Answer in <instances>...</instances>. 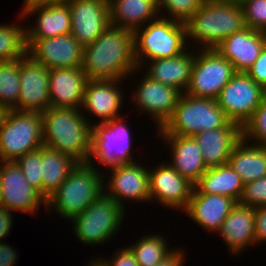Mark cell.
Instances as JSON below:
<instances>
[{
  "label": "cell",
  "mask_w": 266,
  "mask_h": 266,
  "mask_svg": "<svg viewBox=\"0 0 266 266\" xmlns=\"http://www.w3.org/2000/svg\"><path fill=\"white\" fill-rule=\"evenodd\" d=\"M19 20L38 15L35 25H26V39H46L71 34V13L67 2L30 4L22 6Z\"/></svg>",
  "instance_id": "cell-18"
},
{
  "label": "cell",
  "mask_w": 266,
  "mask_h": 266,
  "mask_svg": "<svg viewBox=\"0 0 266 266\" xmlns=\"http://www.w3.org/2000/svg\"><path fill=\"white\" fill-rule=\"evenodd\" d=\"M266 45V33L246 27L226 37L216 50L231 62L236 72H246Z\"/></svg>",
  "instance_id": "cell-22"
},
{
  "label": "cell",
  "mask_w": 266,
  "mask_h": 266,
  "mask_svg": "<svg viewBox=\"0 0 266 266\" xmlns=\"http://www.w3.org/2000/svg\"><path fill=\"white\" fill-rule=\"evenodd\" d=\"M255 241L266 242V206L255 208Z\"/></svg>",
  "instance_id": "cell-42"
},
{
  "label": "cell",
  "mask_w": 266,
  "mask_h": 266,
  "mask_svg": "<svg viewBox=\"0 0 266 266\" xmlns=\"http://www.w3.org/2000/svg\"><path fill=\"white\" fill-rule=\"evenodd\" d=\"M124 116L112 119L107 123L92 125V150L89 163L102 164L104 170L118 167L120 164L133 163L131 130L124 120ZM95 160V162H94ZM106 166V168H105Z\"/></svg>",
  "instance_id": "cell-9"
},
{
  "label": "cell",
  "mask_w": 266,
  "mask_h": 266,
  "mask_svg": "<svg viewBox=\"0 0 266 266\" xmlns=\"http://www.w3.org/2000/svg\"><path fill=\"white\" fill-rule=\"evenodd\" d=\"M43 145L76 160L88 162L92 150V125L81 109L49 107L41 113Z\"/></svg>",
  "instance_id": "cell-3"
},
{
  "label": "cell",
  "mask_w": 266,
  "mask_h": 266,
  "mask_svg": "<svg viewBox=\"0 0 266 266\" xmlns=\"http://www.w3.org/2000/svg\"><path fill=\"white\" fill-rule=\"evenodd\" d=\"M143 75L142 79L136 81L138 85H135L132 92L133 104L140 113L145 112L152 116V122L156 123L157 129H161L171 118L182 93L174 87L151 79L145 73Z\"/></svg>",
  "instance_id": "cell-13"
},
{
  "label": "cell",
  "mask_w": 266,
  "mask_h": 266,
  "mask_svg": "<svg viewBox=\"0 0 266 266\" xmlns=\"http://www.w3.org/2000/svg\"><path fill=\"white\" fill-rule=\"evenodd\" d=\"M149 233L141 236L128 248L132 251L139 266H154L162 261L173 249H169L166 236Z\"/></svg>",
  "instance_id": "cell-32"
},
{
  "label": "cell",
  "mask_w": 266,
  "mask_h": 266,
  "mask_svg": "<svg viewBox=\"0 0 266 266\" xmlns=\"http://www.w3.org/2000/svg\"><path fill=\"white\" fill-rule=\"evenodd\" d=\"M20 89V59L0 61V106L18 110Z\"/></svg>",
  "instance_id": "cell-33"
},
{
  "label": "cell",
  "mask_w": 266,
  "mask_h": 266,
  "mask_svg": "<svg viewBox=\"0 0 266 266\" xmlns=\"http://www.w3.org/2000/svg\"><path fill=\"white\" fill-rule=\"evenodd\" d=\"M184 251L181 248H174L162 261L154 266H184L186 259L184 258L186 256Z\"/></svg>",
  "instance_id": "cell-45"
},
{
  "label": "cell",
  "mask_w": 266,
  "mask_h": 266,
  "mask_svg": "<svg viewBox=\"0 0 266 266\" xmlns=\"http://www.w3.org/2000/svg\"><path fill=\"white\" fill-rule=\"evenodd\" d=\"M67 0H24L23 6L30 4H43V3H55V2H66Z\"/></svg>",
  "instance_id": "cell-46"
},
{
  "label": "cell",
  "mask_w": 266,
  "mask_h": 266,
  "mask_svg": "<svg viewBox=\"0 0 266 266\" xmlns=\"http://www.w3.org/2000/svg\"><path fill=\"white\" fill-rule=\"evenodd\" d=\"M125 211L114 199L103 193L71 220L74 235L83 245L103 246L122 228Z\"/></svg>",
  "instance_id": "cell-8"
},
{
  "label": "cell",
  "mask_w": 266,
  "mask_h": 266,
  "mask_svg": "<svg viewBox=\"0 0 266 266\" xmlns=\"http://www.w3.org/2000/svg\"><path fill=\"white\" fill-rule=\"evenodd\" d=\"M263 98L262 86L245 72H237L216 101L226 117L242 127L260 106Z\"/></svg>",
  "instance_id": "cell-11"
},
{
  "label": "cell",
  "mask_w": 266,
  "mask_h": 266,
  "mask_svg": "<svg viewBox=\"0 0 266 266\" xmlns=\"http://www.w3.org/2000/svg\"><path fill=\"white\" fill-rule=\"evenodd\" d=\"M43 146L40 112L6 110L0 124V162L16 161Z\"/></svg>",
  "instance_id": "cell-7"
},
{
  "label": "cell",
  "mask_w": 266,
  "mask_h": 266,
  "mask_svg": "<svg viewBox=\"0 0 266 266\" xmlns=\"http://www.w3.org/2000/svg\"><path fill=\"white\" fill-rule=\"evenodd\" d=\"M239 203L253 208L266 206V176L244 184Z\"/></svg>",
  "instance_id": "cell-39"
},
{
  "label": "cell",
  "mask_w": 266,
  "mask_h": 266,
  "mask_svg": "<svg viewBox=\"0 0 266 266\" xmlns=\"http://www.w3.org/2000/svg\"><path fill=\"white\" fill-rule=\"evenodd\" d=\"M190 83L185 91L189 96L217 99L222 89L237 73L225 57L215 49H196Z\"/></svg>",
  "instance_id": "cell-10"
},
{
  "label": "cell",
  "mask_w": 266,
  "mask_h": 266,
  "mask_svg": "<svg viewBox=\"0 0 266 266\" xmlns=\"http://www.w3.org/2000/svg\"><path fill=\"white\" fill-rule=\"evenodd\" d=\"M156 2L160 16L163 15V17L174 21L186 23L204 0H156Z\"/></svg>",
  "instance_id": "cell-35"
},
{
  "label": "cell",
  "mask_w": 266,
  "mask_h": 266,
  "mask_svg": "<svg viewBox=\"0 0 266 266\" xmlns=\"http://www.w3.org/2000/svg\"><path fill=\"white\" fill-rule=\"evenodd\" d=\"M1 195L4 208L10 211L37 214L46 199L26 180L15 161L0 162Z\"/></svg>",
  "instance_id": "cell-16"
},
{
  "label": "cell",
  "mask_w": 266,
  "mask_h": 266,
  "mask_svg": "<svg viewBox=\"0 0 266 266\" xmlns=\"http://www.w3.org/2000/svg\"><path fill=\"white\" fill-rule=\"evenodd\" d=\"M245 73L258 85L263 86L266 83V45L262 49L260 56Z\"/></svg>",
  "instance_id": "cell-41"
},
{
  "label": "cell",
  "mask_w": 266,
  "mask_h": 266,
  "mask_svg": "<svg viewBox=\"0 0 266 266\" xmlns=\"http://www.w3.org/2000/svg\"><path fill=\"white\" fill-rule=\"evenodd\" d=\"M3 207V204H2V195H1V174H0V208Z\"/></svg>",
  "instance_id": "cell-49"
},
{
  "label": "cell",
  "mask_w": 266,
  "mask_h": 266,
  "mask_svg": "<svg viewBox=\"0 0 266 266\" xmlns=\"http://www.w3.org/2000/svg\"><path fill=\"white\" fill-rule=\"evenodd\" d=\"M78 162L45 145L41 147V195L47 199L66 180Z\"/></svg>",
  "instance_id": "cell-31"
},
{
  "label": "cell",
  "mask_w": 266,
  "mask_h": 266,
  "mask_svg": "<svg viewBox=\"0 0 266 266\" xmlns=\"http://www.w3.org/2000/svg\"><path fill=\"white\" fill-rule=\"evenodd\" d=\"M15 162L21 168L27 182L41 194V148L27 152Z\"/></svg>",
  "instance_id": "cell-37"
},
{
  "label": "cell",
  "mask_w": 266,
  "mask_h": 266,
  "mask_svg": "<svg viewBox=\"0 0 266 266\" xmlns=\"http://www.w3.org/2000/svg\"><path fill=\"white\" fill-rule=\"evenodd\" d=\"M81 68L88 80H124L138 73L133 31L109 25L93 43L84 46Z\"/></svg>",
  "instance_id": "cell-1"
},
{
  "label": "cell",
  "mask_w": 266,
  "mask_h": 266,
  "mask_svg": "<svg viewBox=\"0 0 266 266\" xmlns=\"http://www.w3.org/2000/svg\"><path fill=\"white\" fill-rule=\"evenodd\" d=\"M111 170V171H110ZM109 176H104V193L114 199L120 206L127 209L125 204L132 201L149 202V167L140 161L120 164L110 169ZM107 181V182H106ZM125 200V201H124Z\"/></svg>",
  "instance_id": "cell-12"
},
{
  "label": "cell",
  "mask_w": 266,
  "mask_h": 266,
  "mask_svg": "<svg viewBox=\"0 0 266 266\" xmlns=\"http://www.w3.org/2000/svg\"><path fill=\"white\" fill-rule=\"evenodd\" d=\"M111 26L132 30L160 16L156 0H108Z\"/></svg>",
  "instance_id": "cell-28"
},
{
  "label": "cell",
  "mask_w": 266,
  "mask_h": 266,
  "mask_svg": "<svg viewBox=\"0 0 266 266\" xmlns=\"http://www.w3.org/2000/svg\"><path fill=\"white\" fill-rule=\"evenodd\" d=\"M228 163L244 184L258 180L266 176V146L241 139L234 146Z\"/></svg>",
  "instance_id": "cell-29"
},
{
  "label": "cell",
  "mask_w": 266,
  "mask_h": 266,
  "mask_svg": "<svg viewBox=\"0 0 266 266\" xmlns=\"http://www.w3.org/2000/svg\"><path fill=\"white\" fill-rule=\"evenodd\" d=\"M26 43L27 55L49 70L82 66L84 47L71 34L46 39H26Z\"/></svg>",
  "instance_id": "cell-14"
},
{
  "label": "cell",
  "mask_w": 266,
  "mask_h": 266,
  "mask_svg": "<svg viewBox=\"0 0 266 266\" xmlns=\"http://www.w3.org/2000/svg\"><path fill=\"white\" fill-rule=\"evenodd\" d=\"M162 143L169 144L171 152L168 162L181 176L195 185L207 170L202 150L194 137L159 135Z\"/></svg>",
  "instance_id": "cell-27"
},
{
  "label": "cell",
  "mask_w": 266,
  "mask_h": 266,
  "mask_svg": "<svg viewBox=\"0 0 266 266\" xmlns=\"http://www.w3.org/2000/svg\"><path fill=\"white\" fill-rule=\"evenodd\" d=\"M13 221V212L4 207L0 208V242L10 234Z\"/></svg>",
  "instance_id": "cell-44"
},
{
  "label": "cell",
  "mask_w": 266,
  "mask_h": 266,
  "mask_svg": "<svg viewBox=\"0 0 266 266\" xmlns=\"http://www.w3.org/2000/svg\"><path fill=\"white\" fill-rule=\"evenodd\" d=\"M189 48L175 57L154 59L145 62L141 66L140 71L148 66L145 70L147 76L164 85L174 87L183 94L190 83L195 61L194 50L196 49L192 48V51L191 47Z\"/></svg>",
  "instance_id": "cell-26"
},
{
  "label": "cell",
  "mask_w": 266,
  "mask_h": 266,
  "mask_svg": "<svg viewBox=\"0 0 266 266\" xmlns=\"http://www.w3.org/2000/svg\"><path fill=\"white\" fill-rule=\"evenodd\" d=\"M194 187L203 194H216L234 199H241L244 182L229 163L208 168Z\"/></svg>",
  "instance_id": "cell-30"
},
{
  "label": "cell",
  "mask_w": 266,
  "mask_h": 266,
  "mask_svg": "<svg viewBox=\"0 0 266 266\" xmlns=\"http://www.w3.org/2000/svg\"><path fill=\"white\" fill-rule=\"evenodd\" d=\"M123 81L124 80L87 81L81 110H83V114L85 113L84 116L90 125L94 123L88 119L89 117H86L89 113L96 117V119L100 118V121L97 122L100 124L121 117L119 112L124 102V91L121 90L120 87Z\"/></svg>",
  "instance_id": "cell-19"
},
{
  "label": "cell",
  "mask_w": 266,
  "mask_h": 266,
  "mask_svg": "<svg viewBox=\"0 0 266 266\" xmlns=\"http://www.w3.org/2000/svg\"><path fill=\"white\" fill-rule=\"evenodd\" d=\"M135 62L141 66L154 59L171 58L188 49L186 24L159 16L134 32Z\"/></svg>",
  "instance_id": "cell-5"
},
{
  "label": "cell",
  "mask_w": 266,
  "mask_h": 266,
  "mask_svg": "<svg viewBox=\"0 0 266 266\" xmlns=\"http://www.w3.org/2000/svg\"><path fill=\"white\" fill-rule=\"evenodd\" d=\"M17 253L8 243L0 242V266H14L18 259Z\"/></svg>",
  "instance_id": "cell-43"
},
{
  "label": "cell",
  "mask_w": 266,
  "mask_h": 266,
  "mask_svg": "<svg viewBox=\"0 0 266 266\" xmlns=\"http://www.w3.org/2000/svg\"><path fill=\"white\" fill-rule=\"evenodd\" d=\"M149 168L150 202L162 207L184 211L192 195L194 185L181 176L168 162Z\"/></svg>",
  "instance_id": "cell-15"
},
{
  "label": "cell",
  "mask_w": 266,
  "mask_h": 266,
  "mask_svg": "<svg viewBox=\"0 0 266 266\" xmlns=\"http://www.w3.org/2000/svg\"><path fill=\"white\" fill-rule=\"evenodd\" d=\"M242 139L248 143L266 146V98L241 127Z\"/></svg>",
  "instance_id": "cell-36"
},
{
  "label": "cell",
  "mask_w": 266,
  "mask_h": 266,
  "mask_svg": "<svg viewBox=\"0 0 266 266\" xmlns=\"http://www.w3.org/2000/svg\"><path fill=\"white\" fill-rule=\"evenodd\" d=\"M236 203L230 197L200 193L194 187L184 213L191 218L192 222L215 234Z\"/></svg>",
  "instance_id": "cell-23"
},
{
  "label": "cell",
  "mask_w": 266,
  "mask_h": 266,
  "mask_svg": "<svg viewBox=\"0 0 266 266\" xmlns=\"http://www.w3.org/2000/svg\"><path fill=\"white\" fill-rule=\"evenodd\" d=\"M115 254L112 255V259L101 258L100 256L96 259L94 258L101 266H139L138 262L135 259L134 254L128 248H120V250H115Z\"/></svg>",
  "instance_id": "cell-40"
},
{
  "label": "cell",
  "mask_w": 266,
  "mask_h": 266,
  "mask_svg": "<svg viewBox=\"0 0 266 266\" xmlns=\"http://www.w3.org/2000/svg\"><path fill=\"white\" fill-rule=\"evenodd\" d=\"M90 263L87 266H101L95 259L89 261Z\"/></svg>",
  "instance_id": "cell-48"
},
{
  "label": "cell",
  "mask_w": 266,
  "mask_h": 266,
  "mask_svg": "<svg viewBox=\"0 0 266 266\" xmlns=\"http://www.w3.org/2000/svg\"><path fill=\"white\" fill-rule=\"evenodd\" d=\"M71 35L84 47L93 43L110 25L108 0H67Z\"/></svg>",
  "instance_id": "cell-17"
},
{
  "label": "cell",
  "mask_w": 266,
  "mask_h": 266,
  "mask_svg": "<svg viewBox=\"0 0 266 266\" xmlns=\"http://www.w3.org/2000/svg\"><path fill=\"white\" fill-rule=\"evenodd\" d=\"M50 70L26 55L20 58V85L18 98L19 111L42 113L50 107Z\"/></svg>",
  "instance_id": "cell-20"
},
{
  "label": "cell",
  "mask_w": 266,
  "mask_h": 266,
  "mask_svg": "<svg viewBox=\"0 0 266 266\" xmlns=\"http://www.w3.org/2000/svg\"><path fill=\"white\" fill-rule=\"evenodd\" d=\"M194 139L202 150L206 168L228 163L234 146L242 139L241 126L229 121L224 127L200 132Z\"/></svg>",
  "instance_id": "cell-25"
},
{
  "label": "cell",
  "mask_w": 266,
  "mask_h": 266,
  "mask_svg": "<svg viewBox=\"0 0 266 266\" xmlns=\"http://www.w3.org/2000/svg\"><path fill=\"white\" fill-rule=\"evenodd\" d=\"M263 97L266 98V83L262 86Z\"/></svg>",
  "instance_id": "cell-50"
},
{
  "label": "cell",
  "mask_w": 266,
  "mask_h": 266,
  "mask_svg": "<svg viewBox=\"0 0 266 266\" xmlns=\"http://www.w3.org/2000/svg\"><path fill=\"white\" fill-rule=\"evenodd\" d=\"M255 208L237 202L216 232L233 255H240L255 241Z\"/></svg>",
  "instance_id": "cell-24"
},
{
  "label": "cell",
  "mask_w": 266,
  "mask_h": 266,
  "mask_svg": "<svg viewBox=\"0 0 266 266\" xmlns=\"http://www.w3.org/2000/svg\"><path fill=\"white\" fill-rule=\"evenodd\" d=\"M5 112H6V110L0 106V124L2 122V119H3Z\"/></svg>",
  "instance_id": "cell-47"
},
{
  "label": "cell",
  "mask_w": 266,
  "mask_h": 266,
  "mask_svg": "<svg viewBox=\"0 0 266 266\" xmlns=\"http://www.w3.org/2000/svg\"><path fill=\"white\" fill-rule=\"evenodd\" d=\"M87 81L88 78L81 67L51 69L50 107L81 109Z\"/></svg>",
  "instance_id": "cell-21"
},
{
  "label": "cell",
  "mask_w": 266,
  "mask_h": 266,
  "mask_svg": "<svg viewBox=\"0 0 266 266\" xmlns=\"http://www.w3.org/2000/svg\"><path fill=\"white\" fill-rule=\"evenodd\" d=\"M96 164L77 163L66 180L46 199V209L71 221L104 193V173ZM54 209V210H53Z\"/></svg>",
  "instance_id": "cell-4"
},
{
  "label": "cell",
  "mask_w": 266,
  "mask_h": 266,
  "mask_svg": "<svg viewBox=\"0 0 266 266\" xmlns=\"http://www.w3.org/2000/svg\"><path fill=\"white\" fill-rule=\"evenodd\" d=\"M27 55L25 27L0 24V61L18 60Z\"/></svg>",
  "instance_id": "cell-34"
},
{
  "label": "cell",
  "mask_w": 266,
  "mask_h": 266,
  "mask_svg": "<svg viewBox=\"0 0 266 266\" xmlns=\"http://www.w3.org/2000/svg\"><path fill=\"white\" fill-rule=\"evenodd\" d=\"M230 120L215 99L181 94L171 118L158 129V135L194 137L224 127Z\"/></svg>",
  "instance_id": "cell-6"
},
{
  "label": "cell",
  "mask_w": 266,
  "mask_h": 266,
  "mask_svg": "<svg viewBox=\"0 0 266 266\" xmlns=\"http://www.w3.org/2000/svg\"><path fill=\"white\" fill-rule=\"evenodd\" d=\"M248 28L266 33V0H240Z\"/></svg>",
  "instance_id": "cell-38"
},
{
  "label": "cell",
  "mask_w": 266,
  "mask_h": 266,
  "mask_svg": "<svg viewBox=\"0 0 266 266\" xmlns=\"http://www.w3.org/2000/svg\"><path fill=\"white\" fill-rule=\"evenodd\" d=\"M185 24L188 46L194 49H215L226 37L247 27L237 0H204Z\"/></svg>",
  "instance_id": "cell-2"
}]
</instances>
